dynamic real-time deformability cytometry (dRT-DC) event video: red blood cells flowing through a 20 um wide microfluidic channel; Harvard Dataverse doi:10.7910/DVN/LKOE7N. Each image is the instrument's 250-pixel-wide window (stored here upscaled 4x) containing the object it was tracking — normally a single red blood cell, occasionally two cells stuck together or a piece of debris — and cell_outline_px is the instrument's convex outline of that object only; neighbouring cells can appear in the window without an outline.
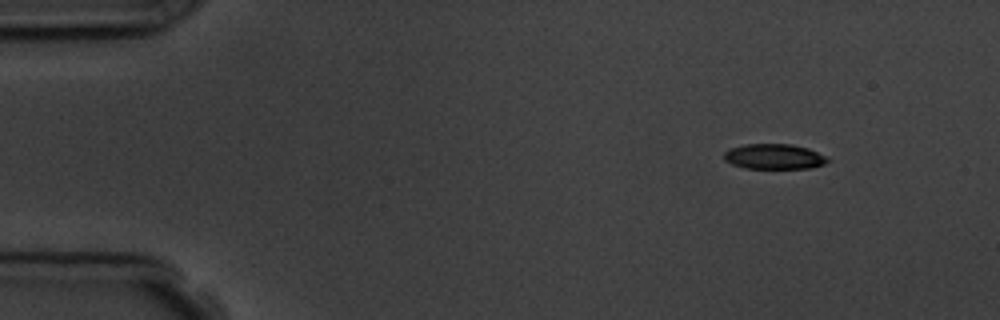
{"species": "common noctule bat (a hibernating species)", "species_latin": "Nyctalus noctula", "temperature_condition": "room temperature", "stored_images_in_passage": 4, "camera_frame_rate_fps": 3000, "um_per_image_px": 0.085, "animal": {"sex": "male", "body_mass_g": 19.5, "forearm_length_mm": 54.6}, "frame": {"image": 1, "passage_image": 1, "time_ms": 0.0, "image_size_px": [1000, 320], "cell_outline_px": [[832, 160], [824, 164], [808, 168], [744, 168], [732, 164], [724, 160], [724, 152], [728, 148], [744, 144], [792, 144], [808, 148], [828, 156]], "centroid_in_image_um": [65.81, 13.3], "position_along_channel_um": 19.2, "area_um2": 15.43}}
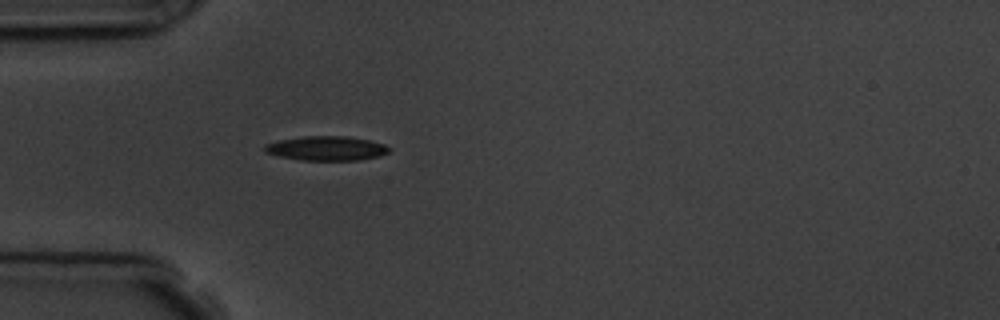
{"frame": {"image": 2, "passage_image": 4, "time_ms": 3.333, "image_size_px": [1000, 320], "cell_outline_px": [[392, 148], [388, 152], [380, 156], [356, 160], [300, 160], [280, 156], [264, 152], [264, 144], [280, 140], [304, 136], [348, 136], [368, 140], [384, 144]], "centroid_in_image_um": [27.75, 12.6], "position_along_channel_um": 57.2, "area_um2": 17.63}}